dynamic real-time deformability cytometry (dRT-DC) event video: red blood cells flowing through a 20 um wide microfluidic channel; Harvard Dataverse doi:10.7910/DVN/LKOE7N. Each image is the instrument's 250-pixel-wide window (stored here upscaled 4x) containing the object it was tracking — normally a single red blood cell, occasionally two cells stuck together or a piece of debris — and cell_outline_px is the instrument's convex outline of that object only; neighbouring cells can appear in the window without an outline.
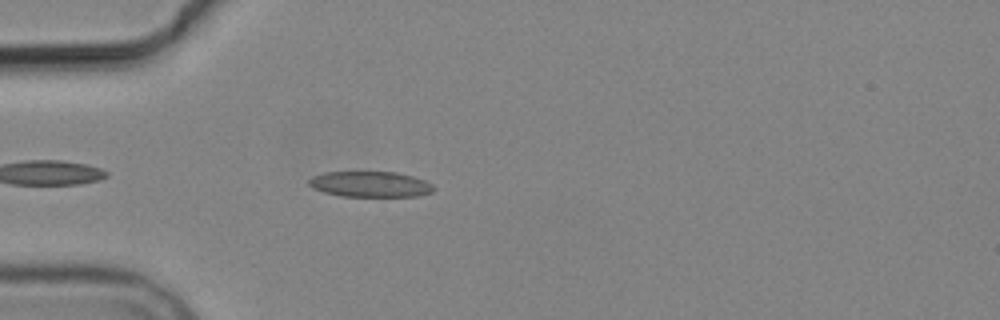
{"species": "common noctule bat (a hibernating species)", "species_latin": "Nyctalus noctula", "temperature_condition": "cold", "stored_images_in_passage": 5, "camera_frame_rate_fps": 3000, "um_per_image_px": 0.085, "animal": {"sex": "male", "body_mass_g": 19.2, "forearm_length_mm": 51.8}, "frame": {"image": 1, "passage_image": 5, "time_ms": 5.0, "image_size_px": [1000, 320], "cell_outline_px": [[436, 188], [432, 192], [416, 196], [340, 196], [324, 192], [312, 188], [308, 184], [308, 180], [312, 176], [324, 172], [396, 172], [412, 176], [424, 180], [432, 184]], "centroid_in_image_um": [31.45, 15.66], "position_along_channel_um": 53.5, "area_um2": 18.67}}